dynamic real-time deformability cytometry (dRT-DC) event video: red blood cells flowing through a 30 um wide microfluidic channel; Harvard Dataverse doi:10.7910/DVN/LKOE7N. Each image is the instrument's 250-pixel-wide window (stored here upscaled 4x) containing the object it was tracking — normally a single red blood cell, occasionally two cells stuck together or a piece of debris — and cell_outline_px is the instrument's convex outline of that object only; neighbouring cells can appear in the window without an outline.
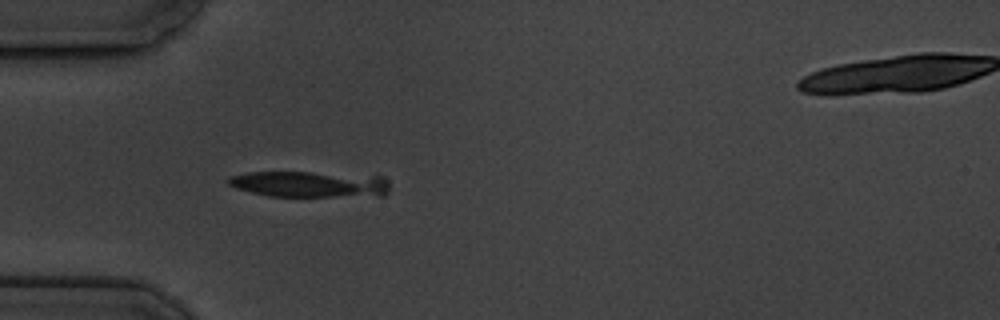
{"species": "common noctule bat (a hibernating species)", "species_latin": "Nyctalus noctula", "temperature_condition": "cold", "stored_images_in_passage": 4, "camera_frame_rate_fps": 3000, "um_per_image_px": 0.085, "animal": {"sex": "male", "body_mass_g": 19.5, "forearm_length_mm": 54.6}, "frame": {"image": 1, "passage_image": 3, "time_ms": 2.333, "image_size_px": [1000, 320], "cell_outline_px": [[388, 192], [384, 196], [268, 196], [236, 188], [228, 184], [224, 180], [228, 176], [248, 172], [312, 172], [380, 176], [388, 180]], "centroid_in_image_um": [26.29, 15.65], "position_along_channel_um": 58.7, "area_um2": 24.68}}